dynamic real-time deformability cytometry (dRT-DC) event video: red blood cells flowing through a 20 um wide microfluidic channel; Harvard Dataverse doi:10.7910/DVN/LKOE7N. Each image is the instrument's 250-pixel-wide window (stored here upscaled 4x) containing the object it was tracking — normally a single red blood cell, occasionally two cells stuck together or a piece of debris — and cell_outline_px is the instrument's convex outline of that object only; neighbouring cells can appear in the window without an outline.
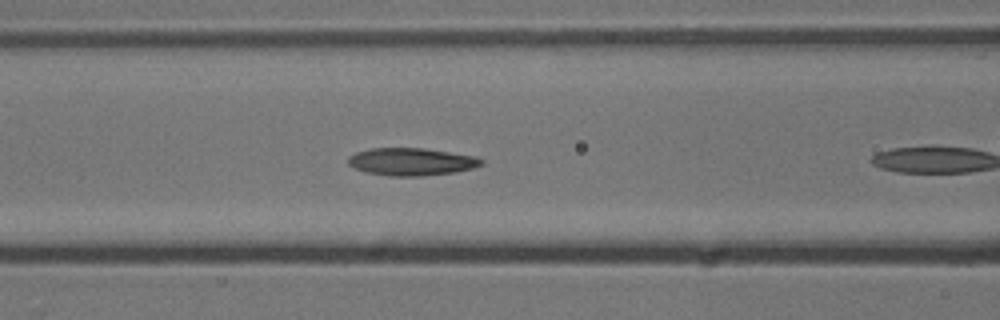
{"species": "common noctule bat (a hibernating species)", "species_latin": "Nyctalus noctula", "temperature_condition": "cold", "stored_images_in_passage": 35, "camera_frame_rate_fps": 3000, "um_per_image_px": 0.085, "animal": {"sex": "male", "body_mass_g": 13.3}, "frame": {"image": 1, "passage_image": 8, "time_ms": 2.333, "image_size_px": [1000, 320], "cell_outline_px": [[484, 164], [472, 168], [456, 172], [420, 176], [388, 176], [368, 172], [356, 168], [348, 164], [348, 156], [356, 152], [368, 148], [424, 148], [476, 156], [484, 160]], "centroid_in_image_um": [34.99, 13.74], "position_along_channel_um": 131.6, "area_um2": 21.44}}
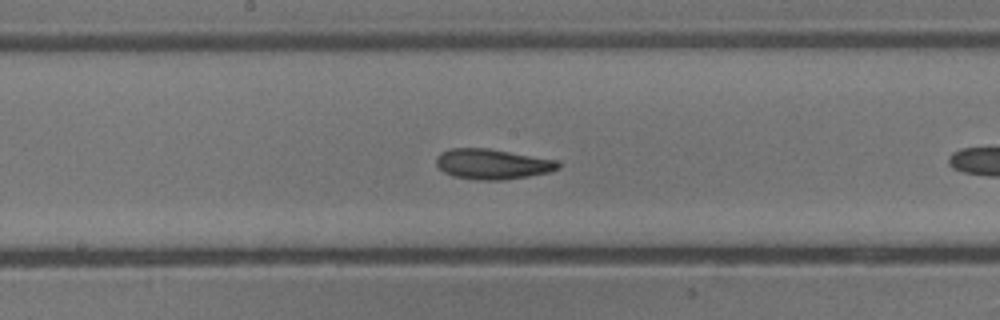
{"frame": {"image": 2, "passage_image": 14, "time_ms": 4.333, "image_size_px": [1000, 320], "cell_outline_px": [[560, 168], [548, 172], [528, 176], [504, 180], [476, 180], [452, 176], [444, 172], [436, 164], [436, 156], [440, 152], [448, 148], [488, 148], [556, 160], [560, 164]], "centroid_in_image_um": [41.81, 13.94], "position_along_channel_um": 206.4, "area_um2": 21.56}}
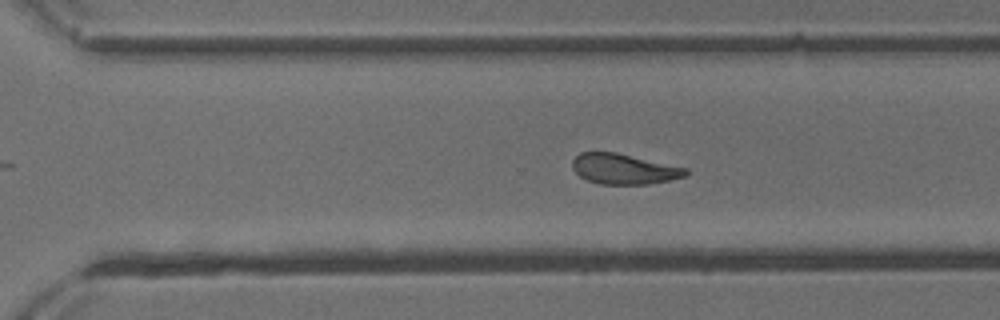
{"frame": {"image": 3, "passage_image": 23, "time_ms": 7.333, "image_size_px": [1000, 320], "cell_outline_px": [[688, 172], [684, 176], [668, 180], [648, 184], [600, 184], [588, 180], [580, 176], [572, 168], [572, 160], [580, 152], [616, 152], [688, 168]], "centroid_in_image_um": [53.01, 14.35], "position_along_channel_um": 317.6, "area_um2": 19.94}, "authors_computed_cell_mechanics": {"area_um2": 20.8658, "velocity_mm_per_s": 3.7162, "shape_relaxation_time_tau1_ms": 3.5482, "shape_relaxation_time_tau2_ms": 2.1784, "deformation_change_tau1": 0.1003, "deformation_change_tau2": 0.0848}}